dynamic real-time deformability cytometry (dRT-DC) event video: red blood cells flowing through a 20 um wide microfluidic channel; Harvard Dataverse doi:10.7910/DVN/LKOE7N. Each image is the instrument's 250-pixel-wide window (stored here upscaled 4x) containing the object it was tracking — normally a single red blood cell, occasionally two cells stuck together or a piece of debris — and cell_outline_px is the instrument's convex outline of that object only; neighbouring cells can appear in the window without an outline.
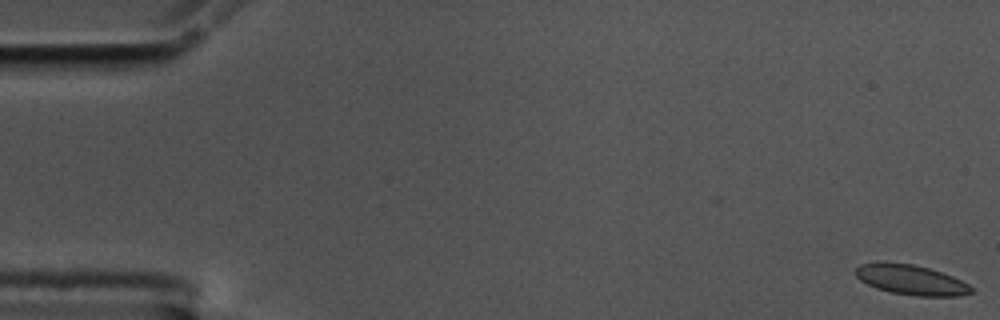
{"species": "common noctule bat (a hibernating species)", "species_latin": "Nyctalus noctula", "temperature_condition": "cold", "stored_images_in_passage": 58, "camera_frame_rate_fps": 3000, "um_per_image_px": 0.085, "animal": {"sex": "male", "body_mass_g": 17.5, "forearm_length_mm": 52.3}, "frame": {"image": 1, "passage_image": 1, "time_ms": 0.0, "image_size_px": [1000, 320], "cell_outline_px": [[972, 292], [956, 296], [916, 296], [892, 292], [876, 288], [860, 280], [852, 272], [860, 264], [912, 264], [928, 268], [952, 276], [968, 284], [972, 288]], "centroid_in_image_um": [77.44, 23.81], "position_along_channel_um": 7.6, "area_um2": 19.59}}
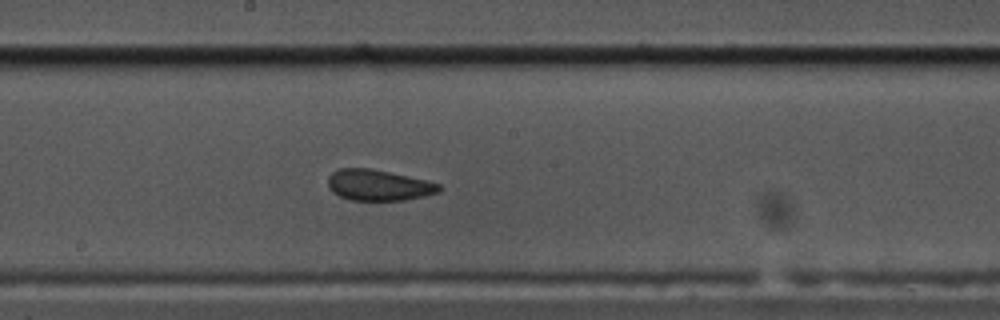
{"frame": {"image": 2, "passage_image": 31, "time_ms": 10.0, "image_size_px": [1000, 320], "cell_outline_px": [[440, 192], [424, 196], [404, 200], [352, 200], [340, 196], [332, 192], [328, 188], [328, 176], [332, 172], [340, 168], [372, 168], [424, 180], [440, 184]], "centroid_in_image_um": [32.14, 15.73], "position_along_channel_um": 216.1, "area_um2": 19.94}}
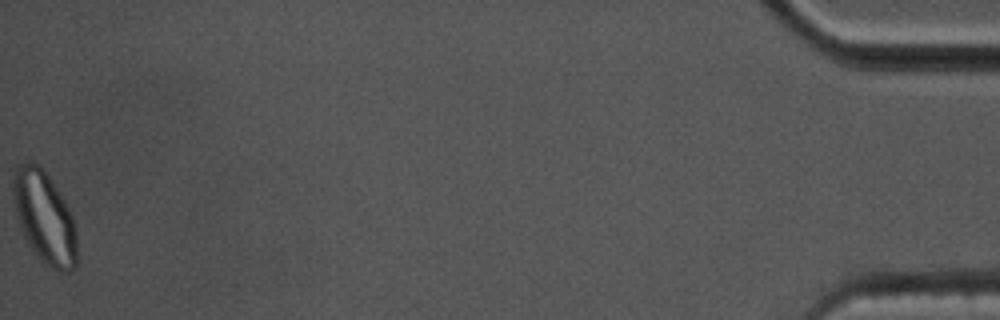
{"frame": {"image": 3, "passage_image": 58, "time_ms": 19.0, "image_size_px": [1000, 320], "cell_outline_px": [[76, 268], [72, 272], [60, 272], [48, 264], [28, 244], [24, 236], [16, 212], [12, 192], [12, 176], [16, 168], [24, 160], [32, 160], [40, 164], [64, 200], [72, 216], [76, 232]], "centroid_in_image_um": [3.77, 18.42], "position_along_channel_um": 431.4, "area_um2": 33.93}, "authors_computed_cell_mechanics": {"area_um2": 20.5479, "velocity_mm_per_s": 3.4958, "shape_relaxation_time_tau1_ms": null, "shape_relaxation_time_tau2_ms": 1.3838, "deformation_change_tau1": null, "deformation_change_tau2": 0.0536}}